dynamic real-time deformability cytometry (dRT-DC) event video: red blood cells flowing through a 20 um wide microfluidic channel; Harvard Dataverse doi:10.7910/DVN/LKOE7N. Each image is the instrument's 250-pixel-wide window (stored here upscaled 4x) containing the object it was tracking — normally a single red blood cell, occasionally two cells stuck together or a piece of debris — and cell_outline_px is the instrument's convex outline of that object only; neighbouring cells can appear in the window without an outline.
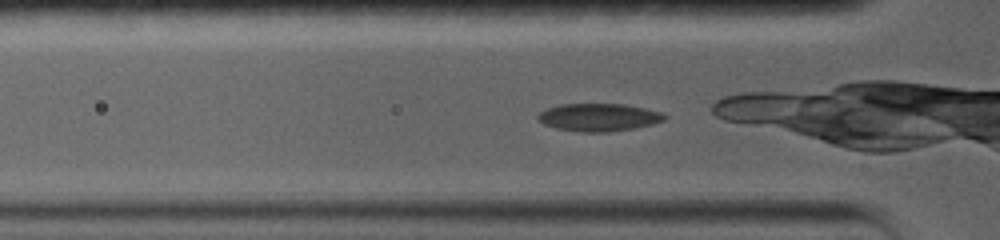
{"species": "common noctule bat (a hibernating species)", "species_latin": "Nyctalus noctula", "temperature_condition": "warm", "stored_images_in_passage": 25, "camera_frame_rate_fps": 5000, "um_per_image_px": 0.085, "animal": {"sex": "female", "body_mass_g": 19.0, "forearm_length_mm": 56.7}, "frame": {"image": 1, "passage_image": 2, "time_ms": 0.2, "image_size_px": [1000, 240], "cell_outline_px": [[668, 116], [664, 120], [652, 124], [636, 128], [608, 132], [580, 132], [556, 128], [544, 124], [536, 120], [536, 116], [540, 112], [548, 108], [560, 104], [624, 104], [644, 108], [660, 112]], "centroid_in_image_um": [50.87, 9.97], "position_along_channel_um": 74.9, "area_um2": 20.52}}
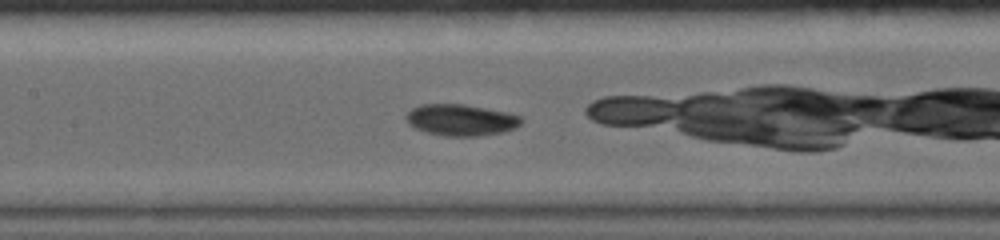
{"frame": {"image": 2, "passage_image": 10, "time_ms": 2.8, "image_size_px": [1000, 240], "cell_outline_px": [[524, 120], [516, 128], [504, 132], [480, 136], [444, 136], [424, 132], [408, 124], [404, 120], [404, 116], [412, 108], [420, 104], [464, 104], [504, 112], [520, 116]], "centroid_in_image_um": [39.14, 10.21], "position_along_channel_um": 168.3, "area_um2": 21.27}}
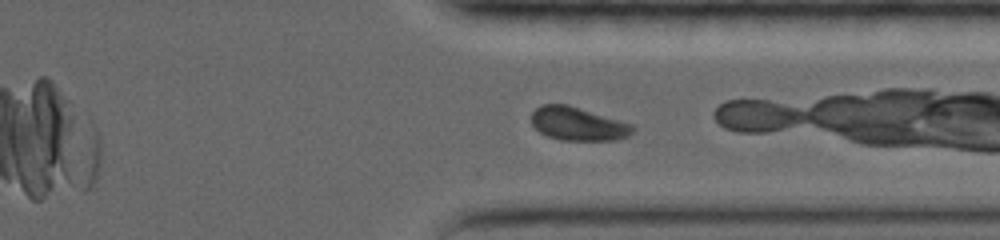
{"frame": {"image": 3, "passage_image": 21, "time_ms": 8.2, "image_size_px": [1000, 240], "cell_outline_px": [[636, 128], [628, 136], [616, 140], [560, 140], [548, 136], [540, 132], [532, 124], [532, 112], [540, 104], [568, 104], [632, 124]], "centroid_in_image_um": [49.12, 10.52], "position_along_channel_um": 362.3, "area_um2": 19.71}}